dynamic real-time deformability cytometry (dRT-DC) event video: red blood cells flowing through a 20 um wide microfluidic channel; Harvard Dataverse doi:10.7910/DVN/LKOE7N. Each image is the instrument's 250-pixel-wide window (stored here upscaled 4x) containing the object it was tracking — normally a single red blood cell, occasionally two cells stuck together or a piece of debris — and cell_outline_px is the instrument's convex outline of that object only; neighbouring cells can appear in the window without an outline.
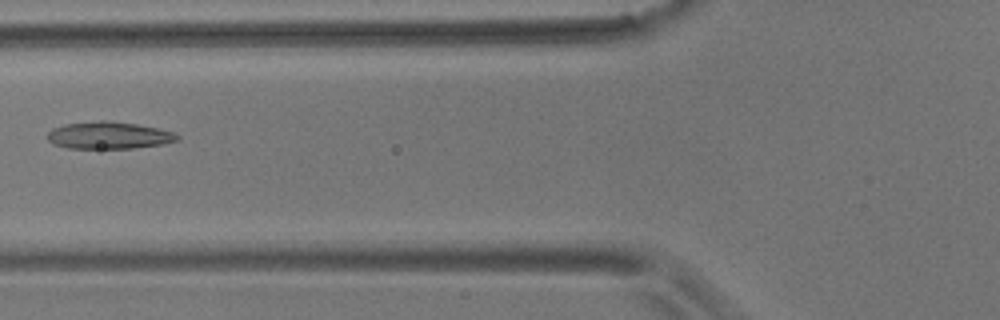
{"species": "common noctule bat (a hibernating species)", "species_latin": "Nyctalus noctula", "temperature_condition": "room temperature", "stored_images_in_passage": 7, "camera_frame_rate_fps": 3000, "um_per_image_px": 0.085, "animal": {"sex": "male", "body_mass_g": 17.9}, "frame": {"image": 1, "passage_image": 7, "time_ms": 7.0, "image_size_px": [1000, 320], "cell_outline_px": [[180, 136], [176, 140], [164, 144], [132, 148], [68, 148], [52, 144], [48, 140], [48, 132], [52, 128], [64, 124], [100, 120], [108, 120], [136, 124], [156, 128], [172, 132]], "centroid_in_image_um": [9.2, 11.5], "position_along_channel_um": 116.6, "area_um2": 20.46}}